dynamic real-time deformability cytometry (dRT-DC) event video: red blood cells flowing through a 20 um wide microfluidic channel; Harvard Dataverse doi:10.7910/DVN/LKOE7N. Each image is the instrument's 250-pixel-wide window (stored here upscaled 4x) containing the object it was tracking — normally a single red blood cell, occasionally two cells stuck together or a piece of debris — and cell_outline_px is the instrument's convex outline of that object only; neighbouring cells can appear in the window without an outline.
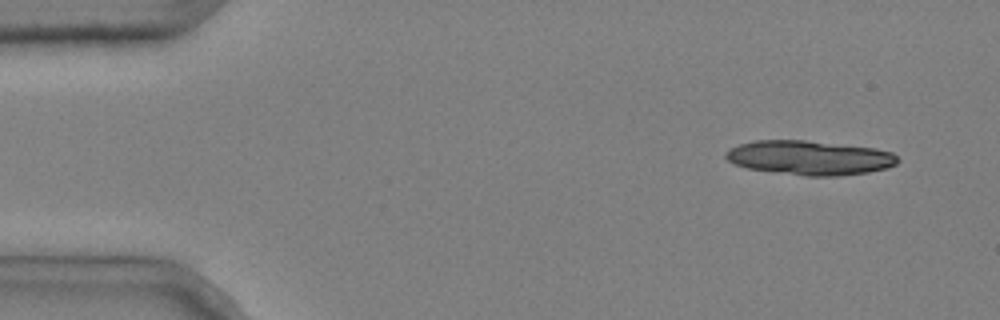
{"species": "common noctule bat (a hibernating species)", "species_latin": "Nyctalus noctula", "temperature_condition": "cold", "stored_images_in_passage": 5, "camera_frame_rate_fps": 3000, "um_per_image_px": 0.085, "animal": {"sex": "male", "body_mass_g": 20.4}, "frame": {"image": 1, "passage_image": 1, "time_ms": 0.0, "image_size_px": [1000, 320], "cell_outline_px": [[900, 160], [896, 164], [888, 168], [868, 172], [836, 176], [808, 176], [748, 168], [736, 164], [728, 160], [724, 156], [724, 152], [728, 148], [740, 144], [756, 140], [804, 140], [876, 148], [892, 152]], "centroid_in_image_um": [68.83, 13.4], "position_along_channel_um": 16.2, "area_um2": 34.33}}
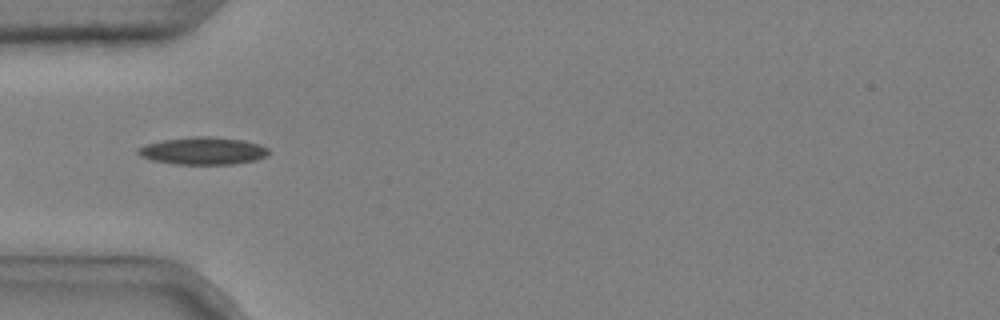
{"frame": {"image": 2, "passage_image": 4, "time_ms": 1.0, "image_size_px": [1000, 320], "cell_outline_px": [[268, 152], [264, 156], [256, 160], [232, 164], [172, 164], [152, 160], [140, 156], [136, 152], [136, 148], [144, 144], [164, 140], [192, 136], [212, 136], [244, 140], [260, 144], [268, 148]], "centroid_in_image_um": [17.21, 12.81], "position_along_channel_um": 67.8, "area_um2": 21.04}}